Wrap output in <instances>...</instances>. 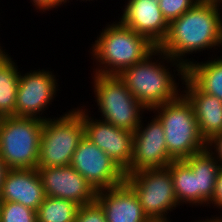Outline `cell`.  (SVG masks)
<instances>
[{
  "label": "cell",
  "instance_id": "1",
  "mask_svg": "<svg viewBox=\"0 0 222 222\" xmlns=\"http://www.w3.org/2000/svg\"><path fill=\"white\" fill-rule=\"evenodd\" d=\"M220 0H201L190 10L171 21L166 38L157 47V55L175 65L181 80L186 76L190 59L185 54L220 48L222 45V18ZM161 56V57H160Z\"/></svg>",
  "mask_w": 222,
  "mask_h": 222
},
{
  "label": "cell",
  "instance_id": "2",
  "mask_svg": "<svg viewBox=\"0 0 222 222\" xmlns=\"http://www.w3.org/2000/svg\"><path fill=\"white\" fill-rule=\"evenodd\" d=\"M156 48L147 37L120 20L109 24L92 45V56L100 65L93 74L119 75L125 68L144 60Z\"/></svg>",
  "mask_w": 222,
  "mask_h": 222
},
{
  "label": "cell",
  "instance_id": "3",
  "mask_svg": "<svg viewBox=\"0 0 222 222\" xmlns=\"http://www.w3.org/2000/svg\"><path fill=\"white\" fill-rule=\"evenodd\" d=\"M151 111H157L154 116L163 124L167 151L174 160H183L207 148L193 107L183 94Z\"/></svg>",
  "mask_w": 222,
  "mask_h": 222
},
{
  "label": "cell",
  "instance_id": "4",
  "mask_svg": "<svg viewBox=\"0 0 222 222\" xmlns=\"http://www.w3.org/2000/svg\"><path fill=\"white\" fill-rule=\"evenodd\" d=\"M156 54L157 48L144 60L125 68L118 75L148 111L173 101L182 94L178 92L179 83H176L175 76L171 75L167 66H163V61H153Z\"/></svg>",
  "mask_w": 222,
  "mask_h": 222
},
{
  "label": "cell",
  "instance_id": "5",
  "mask_svg": "<svg viewBox=\"0 0 222 222\" xmlns=\"http://www.w3.org/2000/svg\"><path fill=\"white\" fill-rule=\"evenodd\" d=\"M85 136L82 107L56 119L44 120L37 168L70 165L78 144Z\"/></svg>",
  "mask_w": 222,
  "mask_h": 222
},
{
  "label": "cell",
  "instance_id": "6",
  "mask_svg": "<svg viewBox=\"0 0 222 222\" xmlns=\"http://www.w3.org/2000/svg\"><path fill=\"white\" fill-rule=\"evenodd\" d=\"M44 120L3 117L0 126V157L8 169L37 168Z\"/></svg>",
  "mask_w": 222,
  "mask_h": 222
},
{
  "label": "cell",
  "instance_id": "7",
  "mask_svg": "<svg viewBox=\"0 0 222 222\" xmlns=\"http://www.w3.org/2000/svg\"><path fill=\"white\" fill-rule=\"evenodd\" d=\"M93 80L95 101L103 118L101 120L134 132L142 123V112L147 109L118 75L94 74Z\"/></svg>",
  "mask_w": 222,
  "mask_h": 222
},
{
  "label": "cell",
  "instance_id": "8",
  "mask_svg": "<svg viewBox=\"0 0 222 222\" xmlns=\"http://www.w3.org/2000/svg\"><path fill=\"white\" fill-rule=\"evenodd\" d=\"M134 189L144 213L152 221H168L171 209L179 205L168 167L141 170L125 175Z\"/></svg>",
  "mask_w": 222,
  "mask_h": 222
},
{
  "label": "cell",
  "instance_id": "9",
  "mask_svg": "<svg viewBox=\"0 0 222 222\" xmlns=\"http://www.w3.org/2000/svg\"><path fill=\"white\" fill-rule=\"evenodd\" d=\"M70 165L96 191L113 188L125 181L124 171L85 136L78 144Z\"/></svg>",
  "mask_w": 222,
  "mask_h": 222
},
{
  "label": "cell",
  "instance_id": "10",
  "mask_svg": "<svg viewBox=\"0 0 222 222\" xmlns=\"http://www.w3.org/2000/svg\"><path fill=\"white\" fill-rule=\"evenodd\" d=\"M173 160L167 151L163 124L154 117L146 127L140 123L134 131L132 159L124 174L164 168Z\"/></svg>",
  "mask_w": 222,
  "mask_h": 222
},
{
  "label": "cell",
  "instance_id": "11",
  "mask_svg": "<svg viewBox=\"0 0 222 222\" xmlns=\"http://www.w3.org/2000/svg\"><path fill=\"white\" fill-rule=\"evenodd\" d=\"M56 81L52 71L39 69L33 72L31 70L25 75L20 73L14 116L47 119L40 115L48 108L47 105L51 104L56 95L58 89Z\"/></svg>",
  "mask_w": 222,
  "mask_h": 222
},
{
  "label": "cell",
  "instance_id": "12",
  "mask_svg": "<svg viewBox=\"0 0 222 222\" xmlns=\"http://www.w3.org/2000/svg\"><path fill=\"white\" fill-rule=\"evenodd\" d=\"M92 118L89 117L86 109H82L85 137L125 171L132 159L134 132Z\"/></svg>",
  "mask_w": 222,
  "mask_h": 222
},
{
  "label": "cell",
  "instance_id": "13",
  "mask_svg": "<svg viewBox=\"0 0 222 222\" xmlns=\"http://www.w3.org/2000/svg\"><path fill=\"white\" fill-rule=\"evenodd\" d=\"M45 195L82 206L96 201L97 191L71 165L37 168Z\"/></svg>",
  "mask_w": 222,
  "mask_h": 222
},
{
  "label": "cell",
  "instance_id": "14",
  "mask_svg": "<svg viewBox=\"0 0 222 222\" xmlns=\"http://www.w3.org/2000/svg\"><path fill=\"white\" fill-rule=\"evenodd\" d=\"M120 21L157 47L168 33L169 23L159 8V0H128Z\"/></svg>",
  "mask_w": 222,
  "mask_h": 222
},
{
  "label": "cell",
  "instance_id": "15",
  "mask_svg": "<svg viewBox=\"0 0 222 222\" xmlns=\"http://www.w3.org/2000/svg\"><path fill=\"white\" fill-rule=\"evenodd\" d=\"M96 202L102 207L107 222H150L137 193L126 182L97 191Z\"/></svg>",
  "mask_w": 222,
  "mask_h": 222
},
{
  "label": "cell",
  "instance_id": "16",
  "mask_svg": "<svg viewBox=\"0 0 222 222\" xmlns=\"http://www.w3.org/2000/svg\"><path fill=\"white\" fill-rule=\"evenodd\" d=\"M46 195L37 168L8 169L0 201L16 202L37 211Z\"/></svg>",
  "mask_w": 222,
  "mask_h": 222
},
{
  "label": "cell",
  "instance_id": "17",
  "mask_svg": "<svg viewBox=\"0 0 222 222\" xmlns=\"http://www.w3.org/2000/svg\"><path fill=\"white\" fill-rule=\"evenodd\" d=\"M182 82L186 90L180 92L184 91L182 94L191 103L199 132L207 143L222 133V100L202 92L186 76Z\"/></svg>",
  "mask_w": 222,
  "mask_h": 222
},
{
  "label": "cell",
  "instance_id": "18",
  "mask_svg": "<svg viewBox=\"0 0 222 222\" xmlns=\"http://www.w3.org/2000/svg\"><path fill=\"white\" fill-rule=\"evenodd\" d=\"M183 161L191 168L195 176L197 204L207 205L213 197L215 183L222 165L207 148Z\"/></svg>",
  "mask_w": 222,
  "mask_h": 222
},
{
  "label": "cell",
  "instance_id": "19",
  "mask_svg": "<svg viewBox=\"0 0 222 222\" xmlns=\"http://www.w3.org/2000/svg\"><path fill=\"white\" fill-rule=\"evenodd\" d=\"M186 77L202 92L222 100V58L203 62H190Z\"/></svg>",
  "mask_w": 222,
  "mask_h": 222
},
{
  "label": "cell",
  "instance_id": "20",
  "mask_svg": "<svg viewBox=\"0 0 222 222\" xmlns=\"http://www.w3.org/2000/svg\"><path fill=\"white\" fill-rule=\"evenodd\" d=\"M167 167L179 205L184 202L197 205L195 176L191 168L183 160H173Z\"/></svg>",
  "mask_w": 222,
  "mask_h": 222
},
{
  "label": "cell",
  "instance_id": "21",
  "mask_svg": "<svg viewBox=\"0 0 222 222\" xmlns=\"http://www.w3.org/2000/svg\"><path fill=\"white\" fill-rule=\"evenodd\" d=\"M19 70L10 58L0 67V114L14 116L19 81Z\"/></svg>",
  "mask_w": 222,
  "mask_h": 222
},
{
  "label": "cell",
  "instance_id": "22",
  "mask_svg": "<svg viewBox=\"0 0 222 222\" xmlns=\"http://www.w3.org/2000/svg\"><path fill=\"white\" fill-rule=\"evenodd\" d=\"M78 208L71 200L46 196L36 211L37 222H75Z\"/></svg>",
  "mask_w": 222,
  "mask_h": 222
},
{
  "label": "cell",
  "instance_id": "23",
  "mask_svg": "<svg viewBox=\"0 0 222 222\" xmlns=\"http://www.w3.org/2000/svg\"><path fill=\"white\" fill-rule=\"evenodd\" d=\"M0 222H37L36 211L20 203L1 201Z\"/></svg>",
  "mask_w": 222,
  "mask_h": 222
},
{
  "label": "cell",
  "instance_id": "24",
  "mask_svg": "<svg viewBox=\"0 0 222 222\" xmlns=\"http://www.w3.org/2000/svg\"><path fill=\"white\" fill-rule=\"evenodd\" d=\"M201 0H159V8L168 23L190 10Z\"/></svg>",
  "mask_w": 222,
  "mask_h": 222
},
{
  "label": "cell",
  "instance_id": "25",
  "mask_svg": "<svg viewBox=\"0 0 222 222\" xmlns=\"http://www.w3.org/2000/svg\"><path fill=\"white\" fill-rule=\"evenodd\" d=\"M75 222H107L102 207L95 201L79 206Z\"/></svg>",
  "mask_w": 222,
  "mask_h": 222
},
{
  "label": "cell",
  "instance_id": "26",
  "mask_svg": "<svg viewBox=\"0 0 222 222\" xmlns=\"http://www.w3.org/2000/svg\"><path fill=\"white\" fill-rule=\"evenodd\" d=\"M207 149H209L213 156L222 165V133L214 136L210 141L207 142ZM212 149H214V152Z\"/></svg>",
  "mask_w": 222,
  "mask_h": 222
},
{
  "label": "cell",
  "instance_id": "27",
  "mask_svg": "<svg viewBox=\"0 0 222 222\" xmlns=\"http://www.w3.org/2000/svg\"><path fill=\"white\" fill-rule=\"evenodd\" d=\"M211 203L218 207V209L222 208V167L217 176L213 197L208 204Z\"/></svg>",
  "mask_w": 222,
  "mask_h": 222
},
{
  "label": "cell",
  "instance_id": "28",
  "mask_svg": "<svg viewBox=\"0 0 222 222\" xmlns=\"http://www.w3.org/2000/svg\"><path fill=\"white\" fill-rule=\"evenodd\" d=\"M34 6H36L37 9L42 10H51L52 8H57V6H60L62 3L64 4V0H31Z\"/></svg>",
  "mask_w": 222,
  "mask_h": 222
},
{
  "label": "cell",
  "instance_id": "29",
  "mask_svg": "<svg viewBox=\"0 0 222 222\" xmlns=\"http://www.w3.org/2000/svg\"><path fill=\"white\" fill-rule=\"evenodd\" d=\"M7 171H8V168L0 157V195H1V189H2V182L4 180V177Z\"/></svg>",
  "mask_w": 222,
  "mask_h": 222
},
{
  "label": "cell",
  "instance_id": "30",
  "mask_svg": "<svg viewBox=\"0 0 222 222\" xmlns=\"http://www.w3.org/2000/svg\"><path fill=\"white\" fill-rule=\"evenodd\" d=\"M1 47V46H0ZM5 52L2 47L0 48V67L6 63L11 57L8 56L9 54Z\"/></svg>",
  "mask_w": 222,
  "mask_h": 222
},
{
  "label": "cell",
  "instance_id": "31",
  "mask_svg": "<svg viewBox=\"0 0 222 222\" xmlns=\"http://www.w3.org/2000/svg\"><path fill=\"white\" fill-rule=\"evenodd\" d=\"M198 222H222V217H212V219L210 218V219H205V221L203 220V221H198Z\"/></svg>",
  "mask_w": 222,
  "mask_h": 222
},
{
  "label": "cell",
  "instance_id": "32",
  "mask_svg": "<svg viewBox=\"0 0 222 222\" xmlns=\"http://www.w3.org/2000/svg\"><path fill=\"white\" fill-rule=\"evenodd\" d=\"M2 120H3V116L0 114V126H1Z\"/></svg>",
  "mask_w": 222,
  "mask_h": 222
},
{
  "label": "cell",
  "instance_id": "33",
  "mask_svg": "<svg viewBox=\"0 0 222 222\" xmlns=\"http://www.w3.org/2000/svg\"><path fill=\"white\" fill-rule=\"evenodd\" d=\"M150 222H168V221H154V220H152ZM169 222H171V221H169Z\"/></svg>",
  "mask_w": 222,
  "mask_h": 222
}]
</instances>
